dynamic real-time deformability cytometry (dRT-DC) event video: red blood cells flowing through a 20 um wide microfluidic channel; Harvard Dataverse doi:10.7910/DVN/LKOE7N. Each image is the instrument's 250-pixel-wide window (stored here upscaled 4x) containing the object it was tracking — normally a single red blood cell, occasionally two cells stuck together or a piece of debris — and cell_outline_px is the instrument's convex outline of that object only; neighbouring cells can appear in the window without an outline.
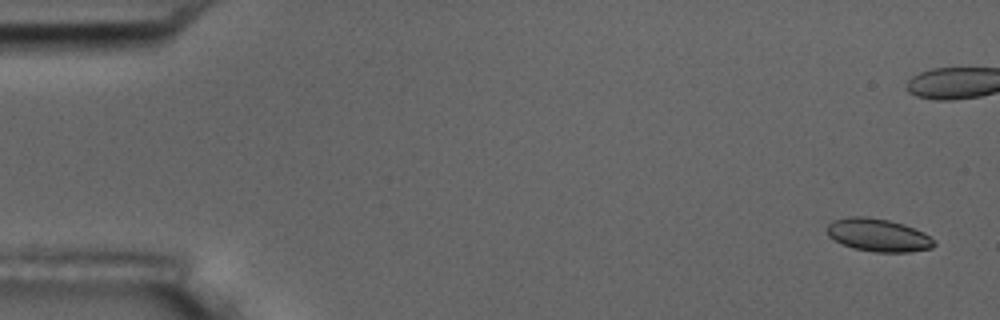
{"species": "common noctule bat (a hibernating species)", "species_latin": "Nyctalus noctula", "temperature_condition": "room temperature", "stored_images_in_passage": 6, "camera_frame_rate_fps": 3000, "um_per_image_px": 0.085, "animal": {"sex": "male", "body_mass_g": 17.5, "forearm_length_mm": 52.3}, "frame": {"image": 1, "passage_image": 1, "time_ms": 0.0, "image_size_px": [1000, 320], "cell_outline_px": [[936, 244], [932, 248], [908, 252], [876, 252], [852, 248], [828, 236], [828, 224], [832, 220], [848, 216], [864, 216], [888, 220], [904, 224], [924, 232]], "centroid_in_image_um": [74.64, 19.97], "position_along_channel_um": 10.4, "area_um2": 20.4}}
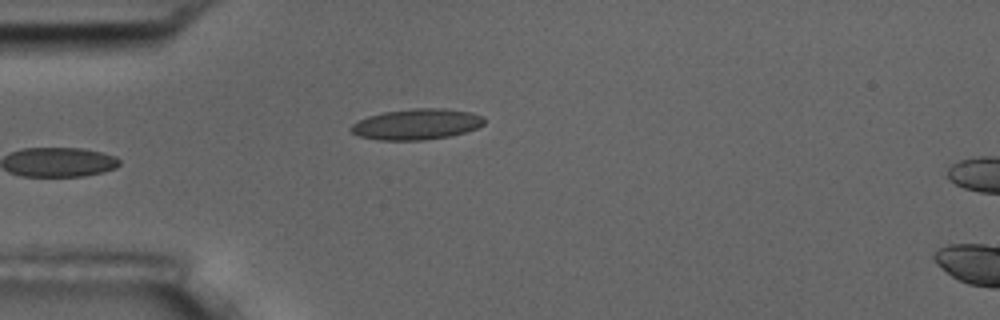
{"frame": {"image": 2, "passage_image": 6, "time_ms": 1.667, "image_size_px": [1000, 320], "cell_outline_px": [[484, 124], [476, 128], [452, 136], [424, 140], [380, 140], [360, 136], [352, 132], [348, 128], [352, 124], [368, 116], [384, 112], [412, 108], [444, 108], [472, 112], [484, 116]], "centroid_in_image_um": [35.44, 10.55], "position_along_channel_um": 49.6, "area_um2": 23.99}}